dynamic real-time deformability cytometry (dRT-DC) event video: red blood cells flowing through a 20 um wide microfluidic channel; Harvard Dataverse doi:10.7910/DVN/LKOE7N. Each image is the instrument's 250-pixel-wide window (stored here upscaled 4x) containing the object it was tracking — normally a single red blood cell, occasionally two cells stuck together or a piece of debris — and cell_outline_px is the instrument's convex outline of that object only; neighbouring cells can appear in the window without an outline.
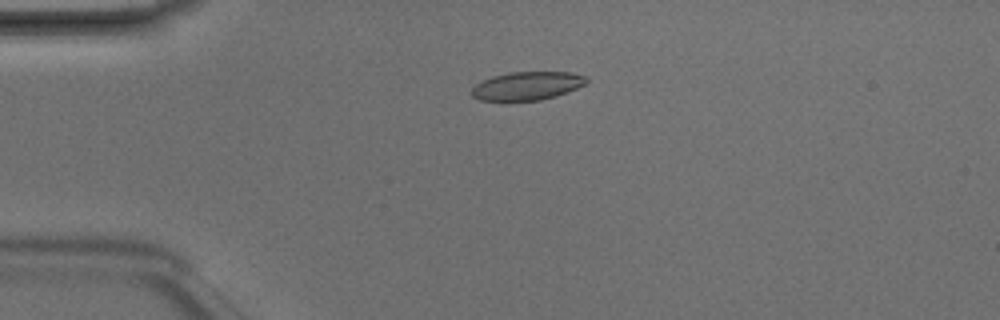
{"species": "Egyptian fruit bat (a non-hibernating species)", "species_latin": "Rousettus aegyptiacus", "temperature_condition": "room temperature", "stored_images_in_passage": 5, "camera_frame_rate_fps": 3000, "um_per_image_px": 0.085, "animal": {"sex": "male"}, "frame": {"image": 1, "passage_image": 3, "time_ms": 0.667, "image_size_px": [1000, 320], "cell_outline_px": [[588, 84], [556, 96], [540, 100], [480, 100], [472, 96], [472, 88], [476, 84], [492, 76], [512, 72], [568, 72], [588, 76]], "centroid_in_image_um": [44.86, 7.29], "position_along_channel_um": 40.1, "area_um2": 18.9}}